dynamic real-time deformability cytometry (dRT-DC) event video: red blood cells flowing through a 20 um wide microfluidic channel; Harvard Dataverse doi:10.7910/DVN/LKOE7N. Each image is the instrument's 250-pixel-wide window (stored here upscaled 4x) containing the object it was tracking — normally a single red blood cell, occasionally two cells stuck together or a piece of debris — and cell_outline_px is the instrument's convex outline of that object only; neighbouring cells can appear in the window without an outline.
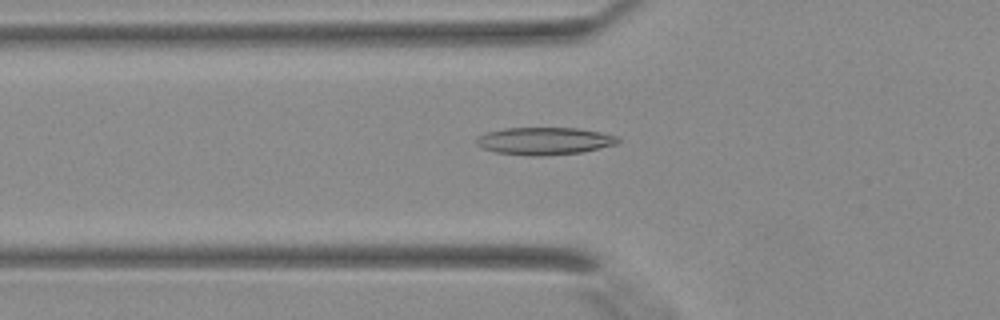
{"species": "Egyptian fruit bat (a non-hibernating species)", "species_latin": "Rousettus aegyptiacus", "temperature_condition": "warm", "stored_images_in_passage": 25, "camera_frame_rate_fps": 3000, "um_per_image_px": 0.085, "animal": {"sex": "female"}, "frame": {"image": 1, "passage_image": 2, "time_ms": 0.333, "image_size_px": [1000, 320], "cell_outline_px": [[620, 140], [616, 144], [580, 152], [544, 156], [528, 156], [496, 152], [484, 148], [476, 144], [476, 136], [488, 132], [504, 128], [580, 128], [600, 132], [616, 136]], "centroid_in_image_um": [46.25, 11.98], "position_along_channel_um": 79.6, "area_um2": 22.54}}
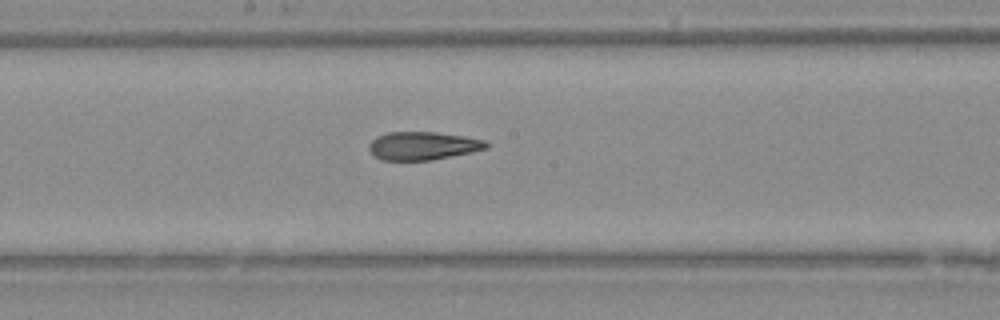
{"frame": {"image": 2, "passage_image": 10, "time_ms": 3.0, "image_size_px": [1000, 320], "cell_outline_px": [[488, 148], [472, 152], [432, 160], [380, 160], [368, 148], [368, 144], [376, 136], [388, 132], [436, 132], [464, 136], [484, 140], [488, 144]], "centroid_in_image_um": [35.93, 12.39], "position_along_channel_um": 212.3, "area_um2": 19.25}}
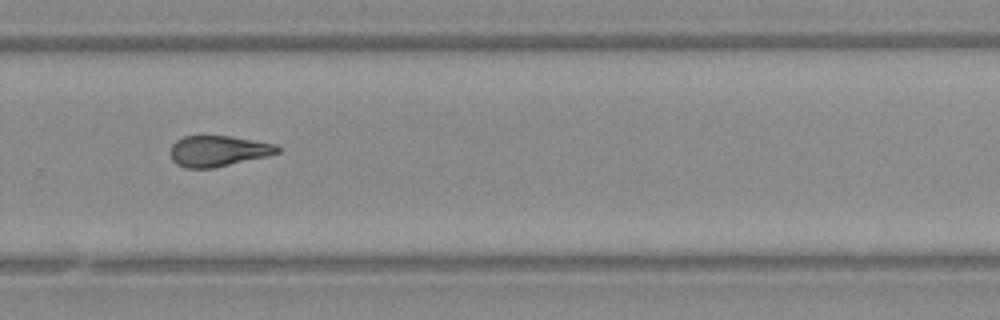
{"frame": {"image": 3, "passage_image": 16, "time_ms": 5.0, "image_size_px": [1000, 320], "cell_outline_px": [[280, 152], [268, 156], [212, 168], [184, 168], [176, 164], [172, 160], [172, 144], [176, 140], [184, 136], [228, 136], [276, 144], [280, 148]], "centroid_in_image_um": [18.55, 12.84], "position_along_channel_um": 311.3, "area_um2": 19.07}}